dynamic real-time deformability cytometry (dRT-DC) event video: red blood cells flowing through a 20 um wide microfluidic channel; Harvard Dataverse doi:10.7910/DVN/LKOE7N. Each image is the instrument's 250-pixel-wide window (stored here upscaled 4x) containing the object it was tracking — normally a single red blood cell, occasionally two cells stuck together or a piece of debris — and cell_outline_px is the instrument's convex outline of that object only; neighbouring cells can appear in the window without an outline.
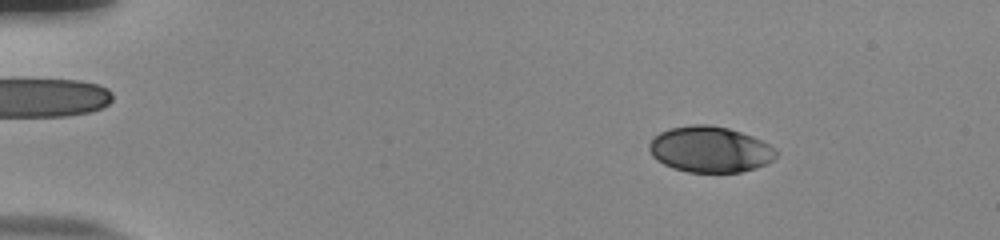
{"species": "human", "species_latin": "Homo sapiens", "temperature_condition": "room temperature", "stored_images_in_passage": 55, "camera_frame_rate_fps": 3000, "um_per_image_px": 0.085, "donor": {"sex": "male"}, "frame": {"image": 1, "passage_image": 8, "time_ms": 2.333, "image_size_px": [1000, 240], "cell_outline_px": [[776, 156], [772, 160], [756, 168], [740, 172], [688, 172], [672, 168], [656, 160], [652, 156], [648, 148], [648, 144], [660, 132], [668, 128], [692, 124], [708, 124], [728, 128], [752, 136], [776, 148]], "centroid_in_image_um": [60.32, 12.7], "position_along_channel_um": 24.7, "area_um2": 33.99}}
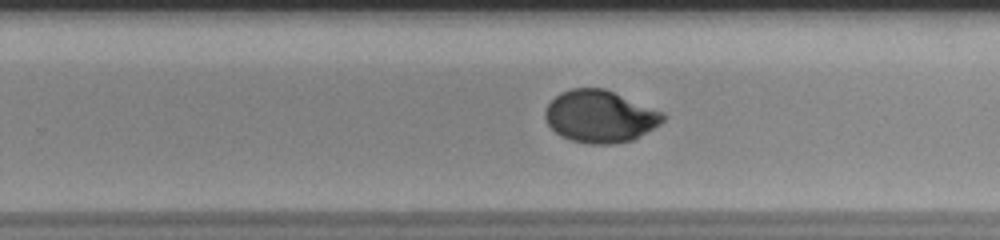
{"frame": {"image": 2, "passage_image": 36, "time_ms": 11.667, "image_size_px": [1000, 240], "cell_outline_px": [[664, 120], [660, 124], [632, 140], [612, 144], [588, 144], [572, 140], [560, 136], [548, 124], [544, 116], [544, 112], [548, 104], [560, 92], [572, 88], [604, 88], [664, 112]], "centroid_in_image_um": [50.99, 9.89], "position_along_channel_um": 278.8, "area_um2": 35.72}}
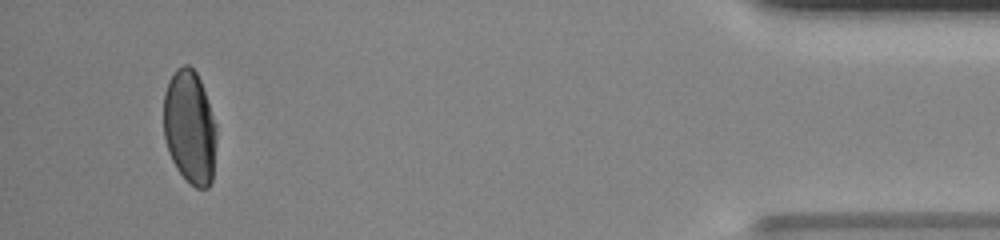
{"frame": {"image": 3, "passage_image": 52, "time_ms": 17.0, "image_size_px": [1000, 240], "cell_outline_px": [[216, 140], [212, 180], [208, 188], [196, 188], [176, 168], [168, 152], [164, 136], [164, 92], [168, 80], [176, 68], [184, 64], [188, 64], [196, 72], [200, 80], [216, 124]], "centroid_in_image_um": [16.12, 10.79], "position_along_channel_um": 419.1, "area_um2": 35.03}, "authors_computed_cell_mechanics": {"area_um2": 35.7204, "velocity_mm_per_s": 3.7919, "shape_relaxation_time_tau1_ms": 4.3782, "shape_relaxation_time_tau2_ms": null, "deformation_change_tau1": 0.1822, "deformation_change_tau2": null}}